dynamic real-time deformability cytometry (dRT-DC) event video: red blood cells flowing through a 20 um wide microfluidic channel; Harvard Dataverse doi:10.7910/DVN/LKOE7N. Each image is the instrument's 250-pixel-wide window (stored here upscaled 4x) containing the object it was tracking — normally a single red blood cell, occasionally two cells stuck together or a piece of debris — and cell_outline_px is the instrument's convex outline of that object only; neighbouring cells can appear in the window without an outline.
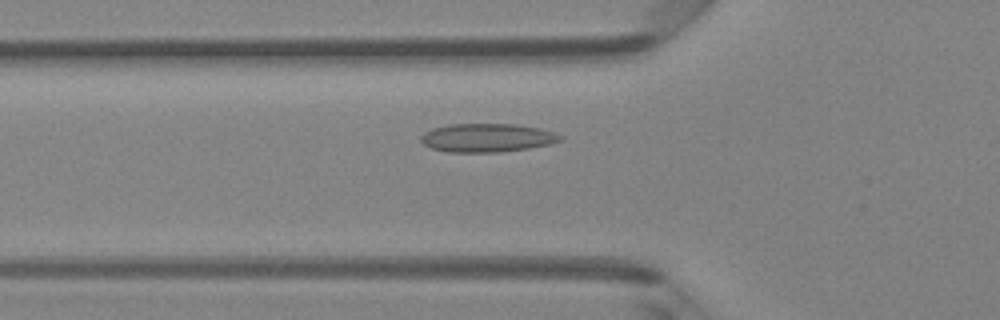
{"species": "Egyptian fruit bat (a non-hibernating species)", "species_latin": "Rousettus aegyptiacus", "temperature_condition": "room temperature", "stored_images_in_passage": 41, "camera_frame_rate_fps": 3000, "um_per_image_px": 0.085, "animal": {"sex": "female"}, "frame": {"image": 1, "passage_image": 9, "time_ms": 2.667, "image_size_px": [1000, 320], "cell_outline_px": [[564, 136], [560, 140], [548, 144], [528, 148], [500, 152], [448, 152], [432, 148], [424, 144], [420, 140], [420, 136], [424, 132], [432, 128], [448, 124], [516, 124], [540, 128]], "centroid_in_image_um": [41.37, 11.7], "position_along_channel_um": 84.4, "area_um2": 23.12}}
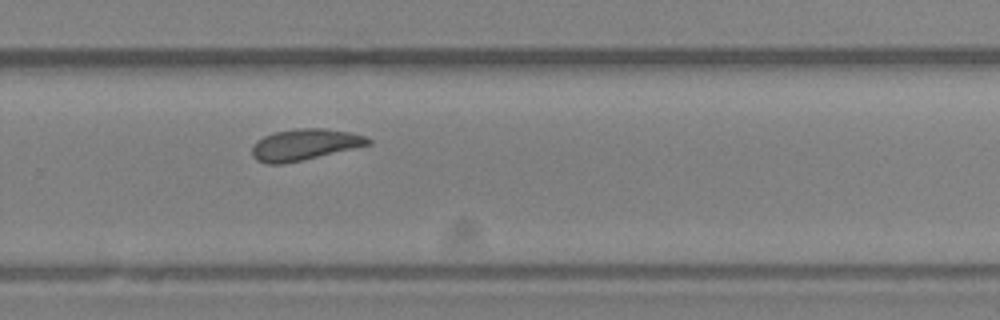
{"frame": {"image": 2, "passage_image": 25, "time_ms": 8.0, "image_size_px": [1000, 320], "cell_outline_px": [[372, 144], [284, 164], [268, 164], [256, 160], [252, 156], [252, 148], [256, 140], [264, 136], [276, 132], [296, 128], [324, 128], [352, 132], [364, 136], [372, 140]], "centroid_in_image_um": [25.89, 12.29], "position_along_channel_um": 303.9, "area_um2": 21.15}}
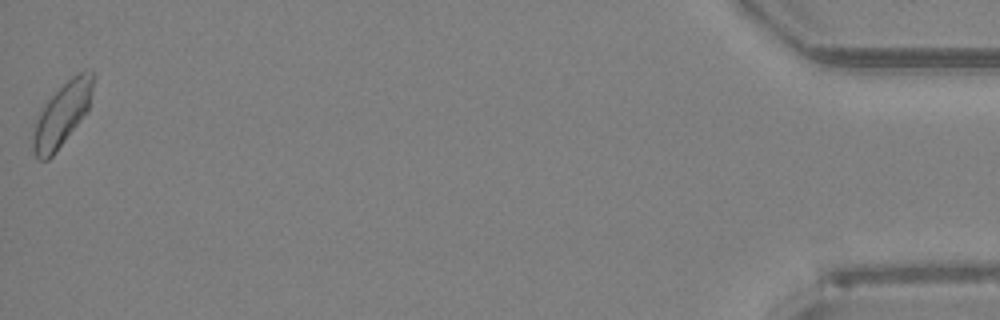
{"frame": {"image": 3, "passage_image": 41, "time_ms": 13.333, "image_size_px": [1000, 320], "cell_outline_px": [[96, 72], [88, 112], [56, 152], [48, 160], [40, 160], [36, 156], [32, 148], [32, 132], [36, 120], [44, 104], [76, 72], [84, 68]], "centroid_in_image_um": [5.31, 9.69], "position_along_channel_um": 429.9, "area_um2": 22.48}, "authors_computed_cell_mechanics": {"area_um2": 21.097, "velocity_mm_per_s": 4.1213, "shape_relaxation_time_tau1_ms": null, "shape_relaxation_time_tau2_ms": 3.4183, "deformation_change_tau1": null, "deformation_change_tau2": 0.0859}}